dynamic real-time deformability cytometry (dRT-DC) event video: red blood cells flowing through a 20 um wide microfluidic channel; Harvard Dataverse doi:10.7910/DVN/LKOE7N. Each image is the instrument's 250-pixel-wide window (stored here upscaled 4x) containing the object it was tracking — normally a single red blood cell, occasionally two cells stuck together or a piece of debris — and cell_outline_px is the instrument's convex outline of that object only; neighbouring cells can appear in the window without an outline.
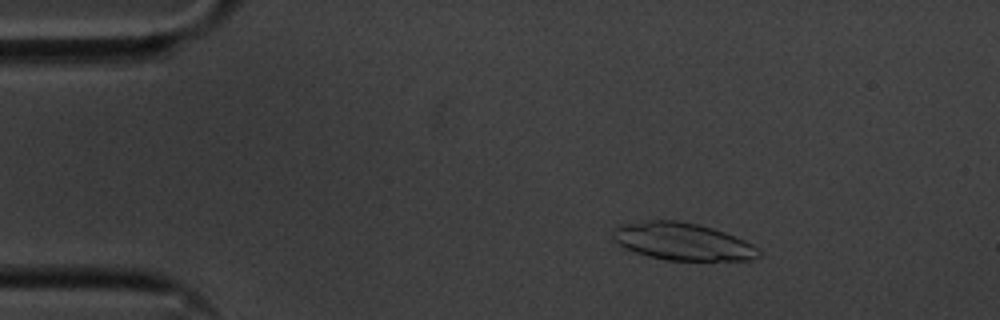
{"species": "common noctule bat (a hibernating species)", "species_latin": "Nyctalus noctula", "temperature_condition": "cold", "stored_images_in_passage": 56, "camera_frame_rate_fps": 3000, "um_per_image_px": 0.085, "animal": {"sex": "male", "body_mass_g": 20.1, "forearm_length_mm": 53.5}, "frame": {"image": 1, "passage_image": 9, "time_ms": 2.667, "image_size_px": [1000, 320], "cell_outline_px": [[760, 256], [752, 260], [668, 260], [648, 256], [624, 248], [612, 236], [612, 232], [620, 224], [648, 220], [676, 220], [696, 224], [712, 228], [724, 232], [744, 240], [752, 244], [760, 252]], "centroid_in_image_um": [58.01, 20.53], "position_along_channel_um": 27.0, "area_um2": 31.5}}
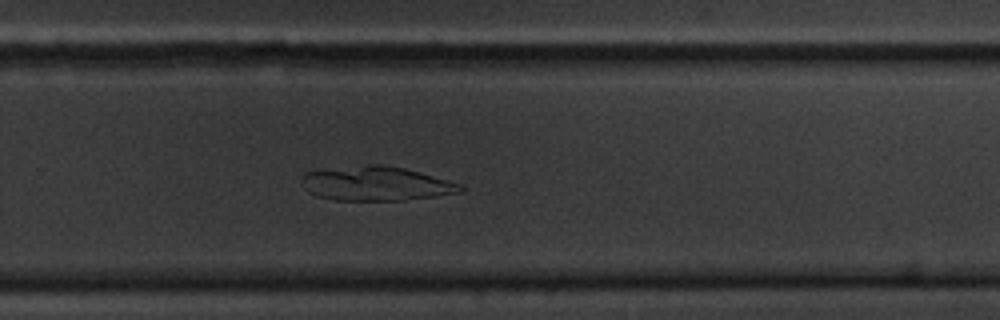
{"frame": {"image": 2, "passage_image": 37, "time_ms": 12.0, "image_size_px": [1000, 320], "cell_outline_px": [[464, 188], [460, 192], [436, 196], [404, 200], [332, 200], [316, 196], [308, 192], [304, 188], [300, 180], [304, 172], [368, 164], [384, 164], [404, 168], [460, 184]], "centroid_in_image_um": [31.9, 15.61], "position_along_channel_um": 297.9, "area_um2": 31.56}}